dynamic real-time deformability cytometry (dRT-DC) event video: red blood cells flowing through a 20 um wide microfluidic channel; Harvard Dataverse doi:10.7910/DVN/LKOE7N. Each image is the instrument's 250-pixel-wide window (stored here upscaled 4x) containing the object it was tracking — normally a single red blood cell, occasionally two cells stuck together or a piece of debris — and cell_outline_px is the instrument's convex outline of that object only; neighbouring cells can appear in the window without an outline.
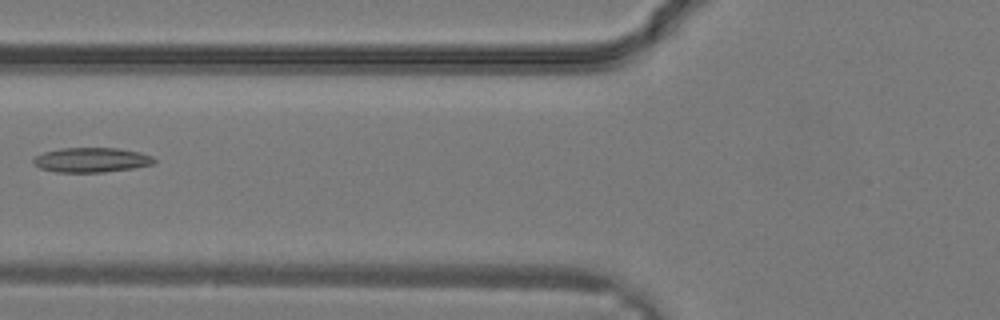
{"species": "common noctule bat (a hibernating species)", "species_latin": "Nyctalus noctula", "temperature_condition": "warm", "stored_images_in_passage": 5, "camera_frame_rate_fps": 3000, "um_per_image_px": 0.085, "animal": {"sex": "male", "body_mass_g": 19.2, "forearm_length_mm": 51.8}, "frame": {"image": 1, "passage_image": 4, "time_ms": 1.0, "image_size_px": [1000, 320], "cell_outline_px": [[156, 160], [152, 164], [132, 168], [104, 172], [56, 172], [40, 168], [32, 164], [32, 160], [36, 156], [44, 152], [60, 148], [120, 148], [140, 152], [152, 156]], "centroid_in_image_um": [7.75, 13.59], "position_along_channel_um": 118.1, "area_um2": 17.4}}